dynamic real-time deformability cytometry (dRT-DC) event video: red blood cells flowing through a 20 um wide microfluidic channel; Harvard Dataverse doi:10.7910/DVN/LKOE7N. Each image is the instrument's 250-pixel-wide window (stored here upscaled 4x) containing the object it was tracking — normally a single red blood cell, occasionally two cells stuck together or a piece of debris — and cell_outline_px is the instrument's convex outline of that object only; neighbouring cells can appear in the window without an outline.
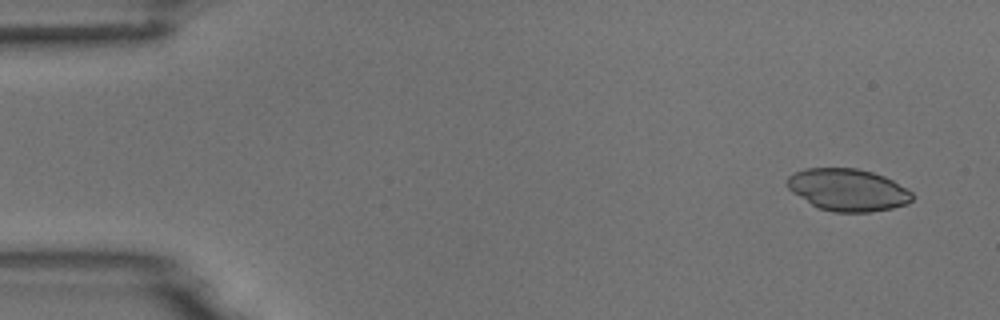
{"species": "common noctule bat (a hibernating species)", "species_latin": "Nyctalus noctula", "temperature_condition": "room temperature", "stored_images_in_passage": 4, "camera_frame_rate_fps": 3000, "um_per_image_px": 0.085, "animal": {"sex": "male", "body_mass_g": 18.8}, "frame": {"image": 1, "passage_image": 1, "time_ms": 0.0, "image_size_px": [1000, 320], "cell_outline_px": [[912, 200], [908, 204], [892, 208], [868, 212], [832, 212], [816, 208], [792, 192], [788, 188], [788, 176], [796, 172], [808, 168], [856, 168], [872, 172], [884, 176], [892, 180], [912, 192]], "centroid_in_image_um": [72.06, 16.15], "position_along_channel_um": 12.9, "area_um2": 30.69}}
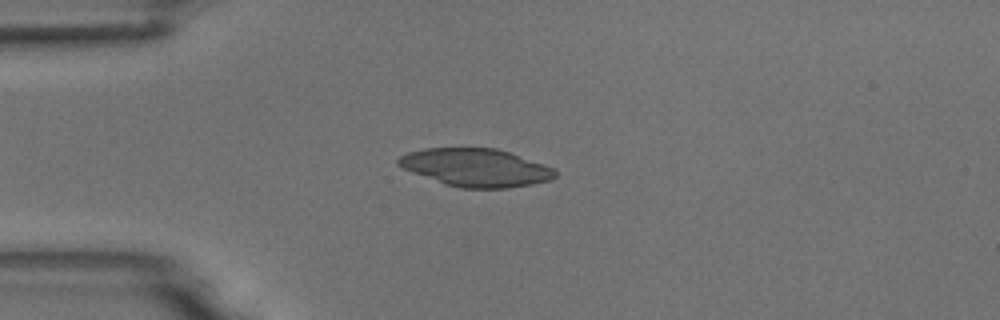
{"frame": {"image": 2, "passage_image": 4, "time_ms": 3.333, "image_size_px": [1000, 320], "cell_outline_px": [[556, 176], [548, 180], [532, 184], [508, 188], [460, 188], [444, 184], [412, 172], [396, 164], [396, 160], [400, 156], [408, 152], [424, 148], [496, 148], [556, 168]], "centroid_in_image_um": [40.43, 14.24], "position_along_channel_um": 44.6, "area_um2": 34.56}}